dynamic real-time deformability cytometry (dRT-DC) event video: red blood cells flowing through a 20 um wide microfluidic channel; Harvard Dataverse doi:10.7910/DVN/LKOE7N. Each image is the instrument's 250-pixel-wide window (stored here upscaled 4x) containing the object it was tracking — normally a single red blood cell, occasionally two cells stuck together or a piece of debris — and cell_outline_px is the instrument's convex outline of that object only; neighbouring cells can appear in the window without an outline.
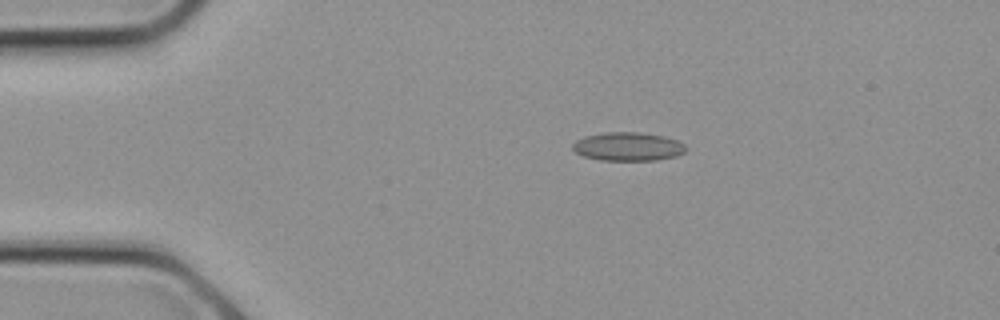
{"species": "common noctule bat (a hibernating species)", "species_latin": "Nyctalus noctula", "temperature_condition": "cold", "stored_images_in_passage": 25, "camera_frame_rate_fps": 3000, "um_per_image_px": 0.085, "animal": {"sex": "female", "body_mass_g": 21.9}, "frame": {"image": 1, "passage_image": 5, "time_ms": 1.333, "image_size_px": [1000, 320], "cell_outline_px": [[688, 148], [684, 152], [676, 156], [656, 160], [600, 160], [584, 156], [576, 152], [572, 148], [572, 144], [576, 140], [584, 136], [604, 132], [640, 132], [664, 136], [676, 140], [684, 144]], "centroid_in_image_um": [53.38, 12.45], "position_along_channel_um": 31.6, "area_um2": 18.9}}
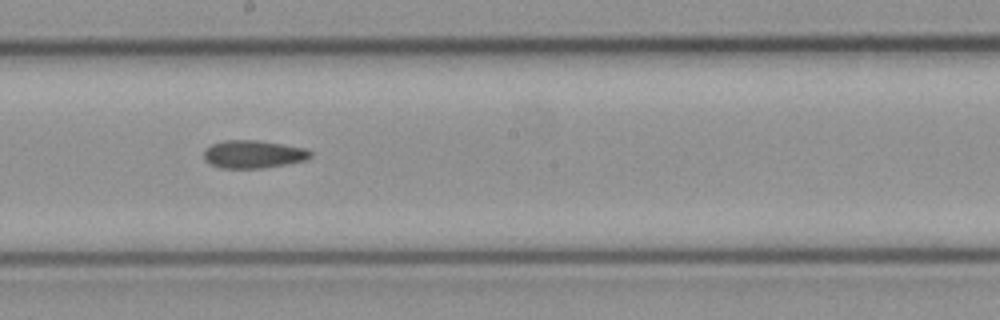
{"frame": {"image": 2, "passage_image": 14, "time_ms": 4.333, "image_size_px": [1000, 320], "cell_outline_px": [[312, 156], [308, 160], [288, 164], [264, 168], [220, 168], [208, 164], [204, 160], [204, 148], [212, 144], [224, 140], [256, 140], [308, 148], [312, 152]], "centroid_in_image_um": [21.54, 13.11], "position_along_channel_um": 226.7, "area_um2": 17.69}}
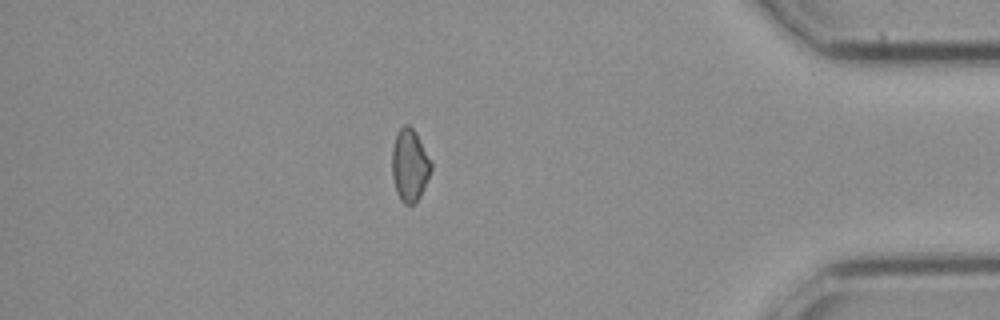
{"frame": {"image": 3, "passage_image": 22, "time_ms": 7.0, "image_size_px": [1000, 320], "cell_outline_px": [[432, 168], [424, 188], [416, 204], [404, 204], [400, 200], [396, 192], [392, 176], [392, 148], [396, 136], [400, 128], [404, 124], [408, 124], [416, 132], [432, 160]], "centroid_in_image_um": [34.83, 14.05], "position_along_channel_um": 400.4, "area_um2": 16.7}}